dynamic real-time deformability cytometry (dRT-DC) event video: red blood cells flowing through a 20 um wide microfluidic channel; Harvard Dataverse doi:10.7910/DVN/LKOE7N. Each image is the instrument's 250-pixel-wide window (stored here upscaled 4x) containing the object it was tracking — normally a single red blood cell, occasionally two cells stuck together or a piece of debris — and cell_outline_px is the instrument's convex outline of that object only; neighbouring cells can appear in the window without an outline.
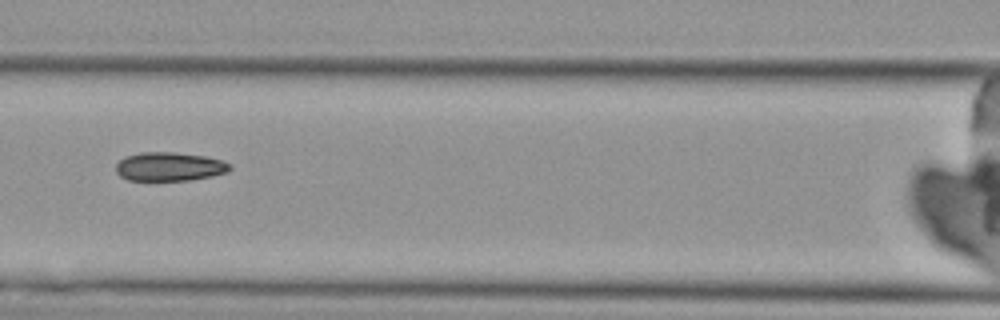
{"species": "Egyptian fruit bat (a non-hibernating species)", "species_latin": "Rousettus aegyptiacus", "temperature_condition": "cold", "stored_images_in_passage": 8, "camera_frame_rate_fps": 3000, "um_per_image_px": 0.085, "animal": {"sex": "female"}, "frame": {"image": 1, "passage_image": 6, "time_ms": 7.0, "image_size_px": [1000, 320], "cell_outline_px": [[232, 168], [228, 172], [212, 176], [192, 180], [128, 180], [120, 176], [116, 172], [116, 164], [124, 156], [140, 152], [176, 152], [204, 156], [220, 160], [232, 164]], "centroid_in_image_um": [14.4, 14.16], "position_along_channel_um": 152.2, "area_um2": 19.25}}
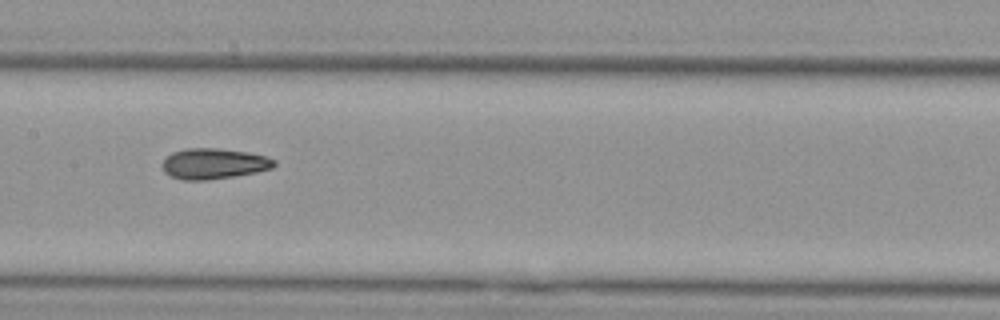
{"frame": {"image": 2, "passage_image": 7, "time_ms": 8.0, "image_size_px": [1000, 320], "cell_outline_px": [[276, 164], [272, 168], [256, 172], [236, 176], [204, 180], [184, 180], [172, 176], [164, 172], [164, 160], [172, 152], [188, 148], [216, 148], [248, 152], [264, 156], [276, 160]], "centroid_in_image_um": [18.2, 13.91], "position_along_channel_um": 189.2, "area_um2": 19.77}}
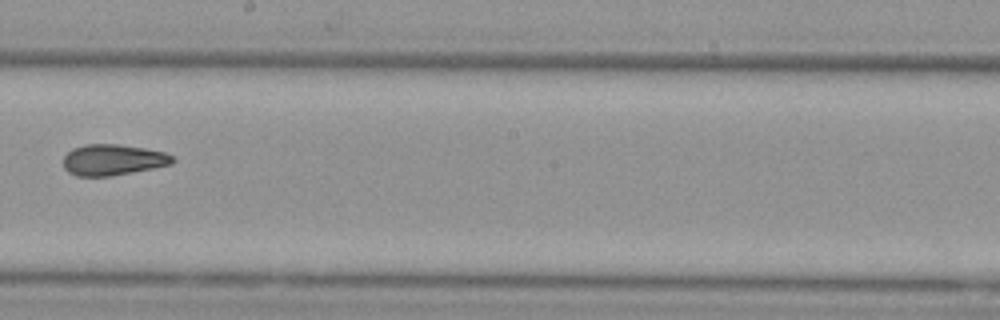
{"frame": {"image": 3, "passage_image": 8, "time_ms": 9.333, "image_size_px": [1000, 320], "cell_outline_px": [[176, 160], [172, 164], [112, 176], [76, 176], [68, 172], [64, 168], [64, 156], [72, 148], [84, 144], [116, 144], [144, 148], [164, 152], [172, 156]], "centroid_in_image_um": [9.58, 13.58], "position_along_channel_um": 238.6, "area_um2": 19.71}}